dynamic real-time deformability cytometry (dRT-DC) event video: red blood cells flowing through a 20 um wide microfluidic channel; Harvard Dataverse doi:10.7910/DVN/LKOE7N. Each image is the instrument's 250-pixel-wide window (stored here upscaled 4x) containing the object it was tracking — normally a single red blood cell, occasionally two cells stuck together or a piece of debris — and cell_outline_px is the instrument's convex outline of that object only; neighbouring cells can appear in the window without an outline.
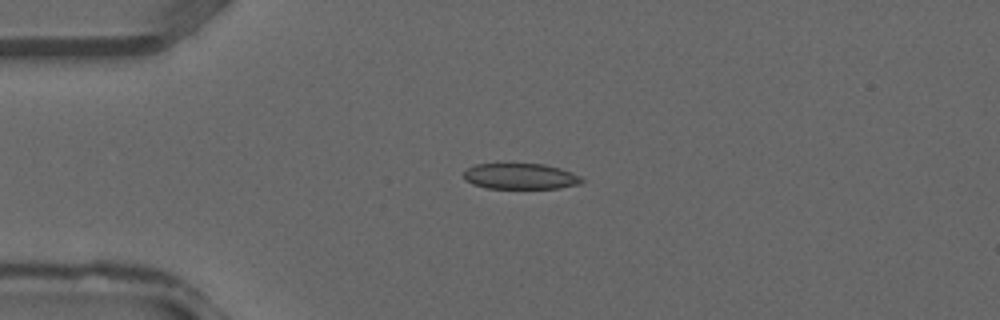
{"species": "common noctule bat (a hibernating species)", "species_latin": "Nyctalus noctula", "temperature_condition": "warm", "stored_images_in_passage": 20, "camera_frame_rate_fps": 3000, "um_per_image_px": 0.085, "animal": {"sex": "male", "forearm_length_mm": 52.5}, "frame": {"image": 1, "passage_image": 1, "time_ms": 0.0, "image_size_px": [1000, 320], "cell_outline_px": [[584, 180], [580, 184], [560, 188], [484, 188], [472, 184], [464, 180], [464, 172], [468, 168], [476, 164], [544, 164], [560, 168], [572, 172], [580, 176]], "centroid_in_image_um": [44.24, 14.99], "position_along_channel_um": 40.8, "area_um2": 17.8}}
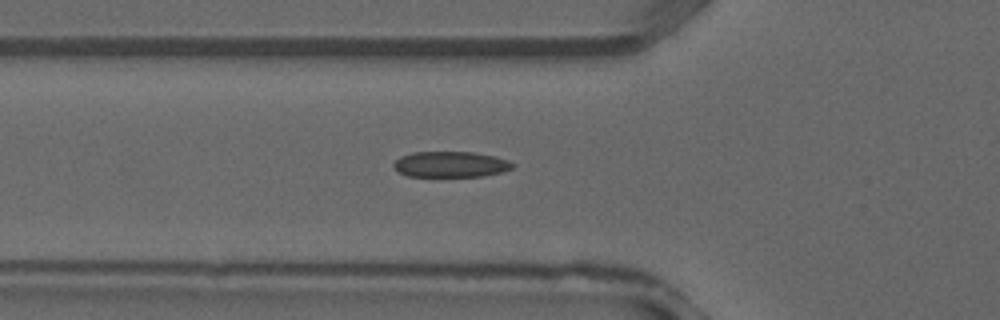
{"frame": {"image": 2, "passage_image": 5, "time_ms": 1.333, "image_size_px": [1000, 320], "cell_outline_px": [[516, 164], [512, 168], [500, 172], [484, 176], [408, 176], [396, 172], [392, 164], [400, 156], [412, 152], [472, 152], [496, 156], [508, 160]], "centroid_in_image_um": [38.28, 13.96], "position_along_channel_um": 87.5, "area_um2": 17.98}}
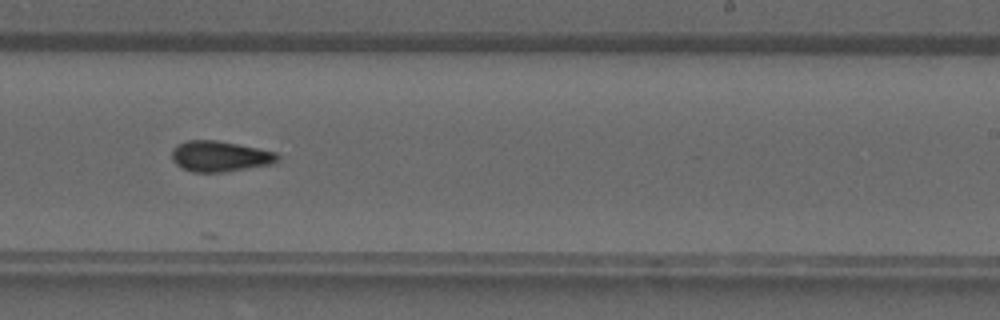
{"frame": {"image": 3, "passage_image": 15, "time_ms": 4.667, "image_size_px": [1000, 320], "cell_outline_px": [[280, 160], [272, 164], [220, 172], [192, 172], [176, 164], [172, 160], [172, 148], [188, 140], [216, 140], [260, 148], [276, 152], [280, 156]], "centroid_in_image_um": [18.72, 13.28], "position_along_channel_um": 270.3, "area_um2": 18.84}}